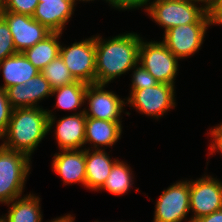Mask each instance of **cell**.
Wrapping results in <instances>:
<instances>
[{
    "instance_id": "1",
    "label": "cell",
    "mask_w": 222,
    "mask_h": 222,
    "mask_svg": "<svg viewBox=\"0 0 222 222\" xmlns=\"http://www.w3.org/2000/svg\"><path fill=\"white\" fill-rule=\"evenodd\" d=\"M142 37L135 32L104 39L95 36V83L108 85L118 76L128 73L138 63Z\"/></svg>"
},
{
    "instance_id": "2",
    "label": "cell",
    "mask_w": 222,
    "mask_h": 222,
    "mask_svg": "<svg viewBox=\"0 0 222 222\" xmlns=\"http://www.w3.org/2000/svg\"><path fill=\"white\" fill-rule=\"evenodd\" d=\"M56 117L43 107L13 109L6 134L1 143L4 147L31 157L38 144L53 128ZM5 138V139H4Z\"/></svg>"
},
{
    "instance_id": "3",
    "label": "cell",
    "mask_w": 222,
    "mask_h": 222,
    "mask_svg": "<svg viewBox=\"0 0 222 222\" xmlns=\"http://www.w3.org/2000/svg\"><path fill=\"white\" fill-rule=\"evenodd\" d=\"M31 158L0 145V203L7 204L22 196L31 169Z\"/></svg>"
},
{
    "instance_id": "4",
    "label": "cell",
    "mask_w": 222,
    "mask_h": 222,
    "mask_svg": "<svg viewBox=\"0 0 222 222\" xmlns=\"http://www.w3.org/2000/svg\"><path fill=\"white\" fill-rule=\"evenodd\" d=\"M206 13L203 4L179 0H153L147 10V15L165 28L164 33L175 26L197 23Z\"/></svg>"
},
{
    "instance_id": "5",
    "label": "cell",
    "mask_w": 222,
    "mask_h": 222,
    "mask_svg": "<svg viewBox=\"0 0 222 222\" xmlns=\"http://www.w3.org/2000/svg\"><path fill=\"white\" fill-rule=\"evenodd\" d=\"M178 60L162 41L147 42L141 39L138 63L159 83L175 86V78L179 71Z\"/></svg>"
},
{
    "instance_id": "6",
    "label": "cell",
    "mask_w": 222,
    "mask_h": 222,
    "mask_svg": "<svg viewBox=\"0 0 222 222\" xmlns=\"http://www.w3.org/2000/svg\"><path fill=\"white\" fill-rule=\"evenodd\" d=\"M209 26L211 23L206 13L197 23L170 28L164 33L162 42L179 60L193 56L201 49Z\"/></svg>"
},
{
    "instance_id": "7",
    "label": "cell",
    "mask_w": 222,
    "mask_h": 222,
    "mask_svg": "<svg viewBox=\"0 0 222 222\" xmlns=\"http://www.w3.org/2000/svg\"><path fill=\"white\" fill-rule=\"evenodd\" d=\"M174 89V85L159 83L145 89L130 90V96L125 100L138 113L159 119L176 107Z\"/></svg>"
},
{
    "instance_id": "8",
    "label": "cell",
    "mask_w": 222,
    "mask_h": 222,
    "mask_svg": "<svg viewBox=\"0 0 222 222\" xmlns=\"http://www.w3.org/2000/svg\"><path fill=\"white\" fill-rule=\"evenodd\" d=\"M59 55L75 80L95 83L96 47L95 36L74 42L71 46L60 45Z\"/></svg>"
},
{
    "instance_id": "9",
    "label": "cell",
    "mask_w": 222,
    "mask_h": 222,
    "mask_svg": "<svg viewBox=\"0 0 222 222\" xmlns=\"http://www.w3.org/2000/svg\"><path fill=\"white\" fill-rule=\"evenodd\" d=\"M190 212L189 180L178 181L163 190L155 205L153 222H182Z\"/></svg>"
},
{
    "instance_id": "10",
    "label": "cell",
    "mask_w": 222,
    "mask_h": 222,
    "mask_svg": "<svg viewBox=\"0 0 222 222\" xmlns=\"http://www.w3.org/2000/svg\"><path fill=\"white\" fill-rule=\"evenodd\" d=\"M190 211L193 216L188 222L222 209V181L210 175H203L189 181Z\"/></svg>"
},
{
    "instance_id": "11",
    "label": "cell",
    "mask_w": 222,
    "mask_h": 222,
    "mask_svg": "<svg viewBox=\"0 0 222 222\" xmlns=\"http://www.w3.org/2000/svg\"><path fill=\"white\" fill-rule=\"evenodd\" d=\"M107 85L88 84L85 91V101L89 108H84L86 117L108 120L113 122H122L121 113L127 105L124 99L114 91L105 90ZM122 99V100H121Z\"/></svg>"
},
{
    "instance_id": "12",
    "label": "cell",
    "mask_w": 222,
    "mask_h": 222,
    "mask_svg": "<svg viewBox=\"0 0 222 222\" xmlns=\"http://www.w3.org/2000/svg\"><path fill=\"white\" fill-rule=\"evenodd\" d=\"M0 16L9 26L17 53H23L52 33L46 26L28 15L0 11Z\"/></svg>"
},
{
    "instance_id": "13",
    "label": "cell",
    "mask_w": 222,
    "mask_h": 222,
    "mask_svg": "<svg viewBox=\"0 0 222 222\" xmlns=\"http://www.w3.org/2000/svg\"><path fill=\"white\" fill-rule=\"evenodd\" d=\"M52 91L53 88L41 72L25 84L6 89L8 101L13 109L40 107L39 101L51 96Z\"/></svg>"
},
{
    "instance_id": "14",
    "label": "cell",
    "mask_w": 222,
    "mask_h": 222,
    "mask_svg": "<svg viewBox=\"0 0 222 222\" xmlns=\"http://www.w3.org/2000/svg\"><path fill=\"white\" fill-rule=\"evenodd\" d=\"M52 162V170L65 185L81 183L85 187V149L60 150L54 154Z\"/></svg>"
},
{
    "instance_id": "15",
    "label": "cell",
    "mask_w": 222,
    "mask_h": 222,
    "mask_svg": "<svg viewBox=\"0 0 222 222\" xmlns=\"http://www.w3.org/2000/svg\"><path fill=\"white\" fill-rule=\"evenodd\" d=\"M55 139L60 150L84 149L86 116L80 112L62 117L56 122Z\"/></svg>"
},
{
    "instance_id": "16",
    "label": "cell",
    "mask_w": 222,
    "mask_h": 222,
    "mask_svg": "<svg viewBox=\"0 0 222 222\" xmlns=\"http://www.w3.org/2000/svg\"><path fill=\"white\" fill-rule=\"evenodd\" d=\"M75 5V0L39 2L32 17L51 32L63 33L64 27L74 14Z\"/></svg>"
},
{
    "instance_id": "17",
    "label": "cell",
    "mask_w": 222,
    "mask_h": 222,
    "mask_svg": "<svg viewBox=\"0 0 222 222\" xmlns=\"http://www.w3.org/2000/svg\"><path fill=\"white\" fill-rule=\"evenodd\" d=\"M122 128V122L86 117L84 146L87 143L92 146L93 143L92 150H101L102 146V150L112 147L121 139Z\"/></svg>"
},
{
    "instance_id": "18",
    "label": "cell",
    "mask_w": 222,
    "mask_h": 222,
    "mask_svg": "<svg viewBox=\"0 0 222 222\" xmlns=\"http://www.w3.org/2000/svg\"><path fill=\"white\" fill-rule=\"evenodd\" d=\"M85 149L86 181L85 187L98 191L105 183L113 165L119 160L110 158L105 150Z\"/></svg>"
},
{
    "instance_id": "19",
    "label": "cell",
    "mask_w": 222,
    "mask_h": 222,
    "mask_svg": "<svg viewBox=\"0 0 222 222\" xmlns=\"http://www.w3.org/2000/svg\"><path fill=\"white\" fill-rule=\"evenodd\" d=\"M0 70L4 80L0 88L3 90L10 86L25 84L40 72L23 53H17L0 61Z\"/></svg>"
},
{
    "instance_id": "20",
    "label": "cell",
    "mask_w": 222,
    "mask_h": 222,
    "mask_svg": "<svg viewBox=\"0 0 222 222\" xmlns=\"http://www.w3.org/2000/svg\"><path fill=\"white\" fill-rule=\"evenodd\" d=\"M9 206L7 215H2L4 222H42L40 198L35 194H27L6 204Z\"/></svg>"
},
{
    "instance_id": "21",
    "label": "cell",
    "mask_w": 222,
    "mask_h": 222,
    "mask_svg": "<svg viewBox=\"0 0 222 222\" xmlns=\"http://www.w3.org/2000/svg\"><path fill=\"white\" fill-rule=\"evenodd\" d=\"M62 34L61 32H52L44 40L23 52L40 72L59 55L61 45L59 39Z\"/></svg>"
},
{
    "instance_id": "22",
    "label": "cell",
    "mask_w": 222,
    "mask_h": 222,
    "mask_svg": "<svg viewBox=\"0 0 222 222\" xmlns=\"http://www.w3.org/2000/svg\"><path fill=\"white\" fill-rule=\"evenodd\" d=\"M87 86V83L76 80L71 84L54 88L51 96H57L55 108L70 111H76L79 109L84 103H86L85 91Z\"/></svg>"
},
{
    "instance_id": "23",
    "label": "cell",
    "mask_w": 222,
    "mask_h": 222,
    "mask_svg": "<svg viewBox=\"0 0 222 222\" xmlns=\"http://www.w3.org/2000/svg\"><path fill=\"white\" fill-rule=\"evenodd\" d=\"M133 171L124 161L118 160L112 167L104 185L98 190H106L109 193L121 196L132 188L134 184Z\"/></svg>"
},
{
    "instance_id": "24",
    "label": "cell",
    "mask_w": 222,
    "mask_h": 222,
    "mask_svg": "<svg viewBox=\"0 0 222 222\" xmlns=\"http://www.w3.org/2000/svg\"><path fill=\"white\" fill-rule=\"evenodd\" d=\"M41 73L53 89L76 81L60 55L44 67Z\"/></svg>"
},
{
    "instance_id": "25",
    "label": "cell",
    "mask_w": 222,
    "mask_h": 222,
    "mask_svg": "<svg viewBox=\"0 0 222 222\" xmlns=\"http://www.w3.org/2000/svg\"><path fill=\"white\" fill-rule=\"evenodd\" d=\"M132 72L131 90L145 89L159 84V82L141 64L139 65V63L133 67Z\"/></svg>"
},
{
    "instance_id": "26",
    "label": "cell",
    "mask_w": 222,
    "mask_h": 222,
    "mask_svg": "<svg viewBox=\"0 0 222 222\" xmlns=\"http://www.w3.org/2000/svg\"><path fill=\"white\" fill-rule=\"evenodd\" d=\"M17 54L13 37L6 21L0 16V61Z\"/></svg>"
},
{
    "instance_id": "27",
    "label": "cell",
    "mask_w": 222,
    "mask_h": 222,
    "mask_svg": "<svg viewBox=\"0 0 222 222\" xmlns=\"http://www.w3.org/2000/svg\"><path fill=\"white\" fill-rule=\"evenodd\" d=\"M38 4V0H6L5 6L0 11H10L32 17Z\"/></svg>"
},
{
    "instance_id": "28",
    "label": "cell",
    "mask_w": 222,
    "mask_h": 222,
    "mask_svg": "<svg viewBox=\"0 0 222 222\" xmlns=\"http://www.w3.org/2000/svg\"><path fill=\"white\" fill-rule=\"evenodd\" d=\"M12 111L6 90L0 88V139L6 134Z\"/></svg>"
},
{
    "instance_id": "29",
    "label": "cell",
    "mask_w": 222,
    "mask_h": 222,
    "mask_svg": "<svg viewBox=\"0 0 222 222\" xmlns=\"http://www.w3.org/2000/svg\"><path fill=\"white\" fill-rule=\"evenodd\" d=\"M106 2L111 5V7L120 10H132V9H139L145 5V12H147L150 0H106ZM149 2V3H148Z\"/></svg>"
},
{
    "instance_id": "30",
    "label": "cell",
    "mask_w": 222,
    "mask_h": 222,
    "mask_svg": "<svg viewBox=\"0 0 222 222\" xmlns=\"http://www.w3.org/2000/svg\"><path fill=\"white\" fill-rule=\"evenodd\" d=\"M207 13L211 25H222V0H209Z\"/></svg>"
},
{
    "instance_id": "31",
    "label": "cell",
    "mask_w": 222,
    "mask_h": 222,
    "mask_svg": "<svg viewBox=\"0 0 222 222\" xmlns=\"http://www.w3.org/2000/svg\"><path fill=\"white\" fill-rule=\"evenodd\" d=\"M211 135L212 141L211 145H209L210 155H212L214 152H220L222 153V123L220 125L214 126L210 129V132L208 133ZM222 155V154H221Z\"/></svg>"
},
{
    "instance_id": "32",
    "label": "cell",
    "mask_w": 222,
    "mask_h": 222,
    "mask_svg": "<svg viewBox=\"0 0 222 222\" xmlns=\"http://www.w3.org/2000/svg\"><path fill=\"white\" fill-rule=\"evenodd\" d=\"M193 222H222V209L202 216Z\"/></svg>"
},
{
    "instance_id": "33",
    "label": "cell",
    "mask_w": 222,
    "mask_h": 222,
    "mask_svg": "<svg viewBox=\"0 0 222 222\" xmlns=\"http://www.w3.org/2000/svg\"><path fill=\"white\" fill-rule=\"evenodd\" d=\"M74 221H75V217H73L71 214H67L64 216H60L58 218H54L53 220L49 222H74Z\"/></svg>"
},
{
    "instance_id": "34",
    "label": "cell",
    "mask_w": 222,
    "mask_h": 222,
    "mask_svg": "<svg viewBox=\"0 0 222 222\" xmlns=\"http://www.w3.org/2000/svg\"><path fill=\"white\" fill-rule=\"evenodd\" d=\"M179 1H188L192 3H203V6L207 9L209 5V0H179Z\"/></svg>"
},
{
    "instance_id": "35",
    "label": "cell",
    "mask_w": 222,
    "mask_h": 222,
    "mask_svg": "<svg viewBox=\"0 0 222 222\" xmlns=\"http://www.w3.org/2000/svg\"><path fill=\"white\" fill-rule=\"evenodd\" d=\"M39 2H61V0H38Z\"/></svg>"
},
{
    "instance_id": "36",
    "label": "cell",
    "mask_w": 222,
    "mask_h": 222,
    "mask_svg": "<svg viewBox=\"0 0 222 222\" xmlns=\"http://www.w3.org/2000/svg\"><path fill=\"white\" fill-rule=\"evenodd\" d=\"M5 1L6 0H0V10H2L3 7L5 6Z\"/></svg>"
},
{
    "instance_id": "37",
    "label": "cell",
    "mask_w": 222,
    "mask_h": 222,
    "mask_svg": "<svg viewBox=\"0 0 222 222\" xmlns=\"http://www.w3.org/2000/svg\"><path fill=\"white\" fill-rule=\"evenodd\" d=\"M75 1H84V2H85V1H86V2L89 1V2H90V1H94V0H75ZM105 1H106V0H105Z\"/></svg>"
}]
</instances>
